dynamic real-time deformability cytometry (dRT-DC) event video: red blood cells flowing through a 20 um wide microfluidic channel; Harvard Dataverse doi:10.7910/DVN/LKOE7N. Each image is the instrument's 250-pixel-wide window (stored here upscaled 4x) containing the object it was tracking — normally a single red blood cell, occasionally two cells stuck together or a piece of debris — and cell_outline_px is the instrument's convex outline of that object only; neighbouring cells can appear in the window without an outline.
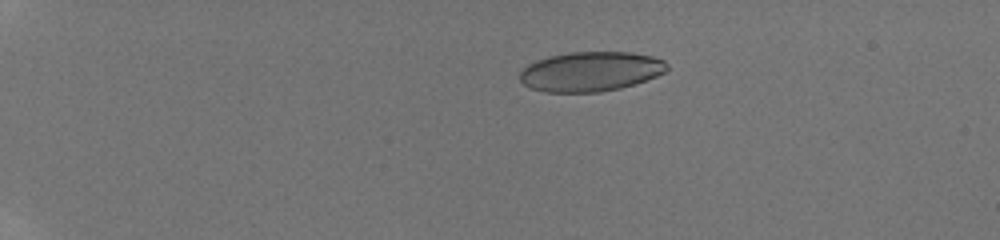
{"species": "human", "species_latin": "Homo sapiens", "temperature_condition": "room temperature", "stored_images_in_passage": 41, "camera_frame_rate_fps": 3000, "um_per_image_px": 0.085, "donor": {"sex": "male"}, "frame": {"image": 1, "passage_image": 2, "time_ms": 0.333, "image_size_px": [1000, 240], "cell_outline_px": [[668, 68], [664, 72], [656, 76], [620, 88], [600, 92], [544, 92], [532, 88], [524, 84], [520, 80], [520, 72], [528, 64], [536, 60], [548, 56], [568, 52], [632, 52], [652, 56], [664, 60], [668, 64]], "centroid_in_image_um": [50.19, 6.07], "position_along_channel_um": 34.8, "area_um2": 33.99}}
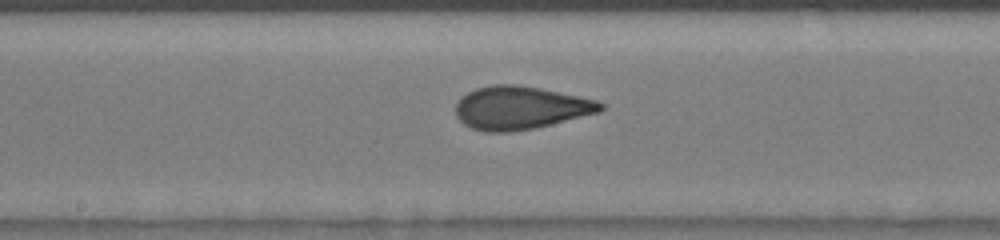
{"frame": {"image": 2, "passage_image": 21, "time_ms": 6.667, "image_size_px": [1000, 240], "cell_outline_px": [[604, 108], [600, 112], [532, 128], [508, 132], [484, 132], [472, 128], [464, 124], [456, 116], [456, 104], [460, 96], [476, 88], [492, 84], [516, 84], [540, 88], [596, 100], [604, 104]], "centroid_in_image_um": [44.19, 9.15], "position_along_channel_um": 204.0, "area_um2": 36.18}}
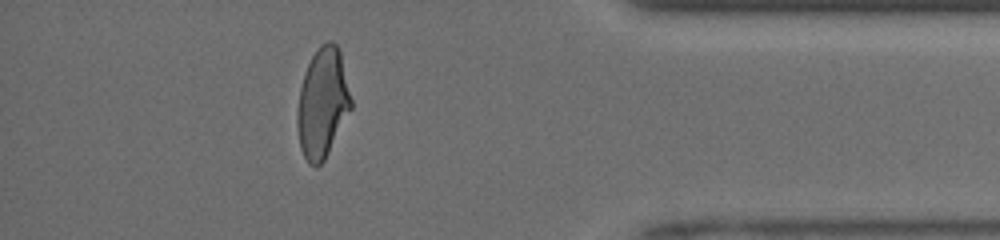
{"frame": {"image": 3, "passage_image": 37, "time_ms": 12.0, "image_size_px": [1000, 240], "cell_outline_px": [[352, 108], [324, 160], [316, 168], [308, 164], [300, 148], [296, 124], [296, 116], [300, 88], [308, 64], [316, 48], [320, 44], [328, 40], [332, 40], [336, 44], [340, 52], [352, 100]], "centroid_in_image_um": [27.41, 8.76], "position_along_channel_um": 407.8, "area_um2": 34.45}, "authors_computed_cell_mechanics": {"area_um2": 35.2002, "velocity_mm_per_s": 4.2518, "shape_relaxation_time_tau1_ms": 6.1388, "shape_relaxation_time_tau2_ms": 0.7066, "deformation_change_tau1": 0.2093, "deformation_change_tau2": 0.0739}}